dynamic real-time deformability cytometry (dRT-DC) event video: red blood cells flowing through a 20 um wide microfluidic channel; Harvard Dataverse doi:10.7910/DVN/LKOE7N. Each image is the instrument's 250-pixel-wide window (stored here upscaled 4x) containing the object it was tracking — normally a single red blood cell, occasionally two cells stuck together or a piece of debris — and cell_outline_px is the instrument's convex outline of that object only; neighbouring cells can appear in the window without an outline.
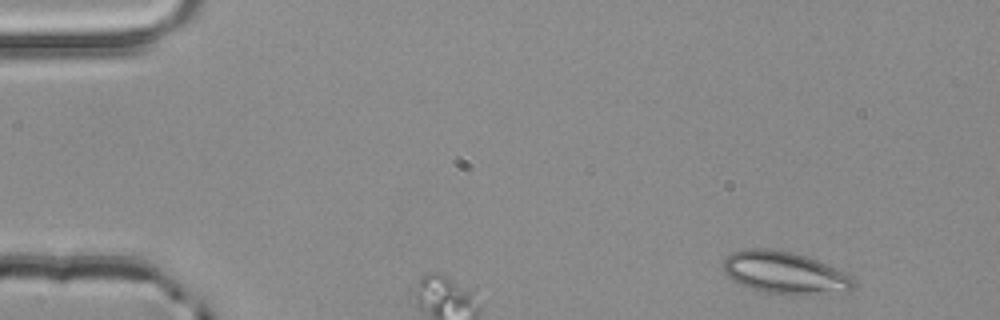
{"species": "common noctule bat (a hibernating species)", "species_latin": "Nyctalus noctula", "temperature_condition": "room temperature", "stored_images_in_passage": 3, "camera_frame_rate_fps": 3000, "um_per_image_px": 0.085, "animal": {"sex": "male", "body_mass_g": 20.4}, "frame": {"image": 1, "passage_image": 1, "time_ms": 0.0, "image_size_px": [1000, 320], "cell_outline_px": [[856, 284], [848, 292], [796, 296], [788, 296], [756, 292], [732, 280], [724, 272], [724, 260], [732, 252], [752, 248], [768, 248], [792, 252], [828, 264], [852, 276], [856, 280]], "centroid_in_image_um": [66.74, 23.23], "position_along_channel_um": 18.3, "area_um2": 32.83}}